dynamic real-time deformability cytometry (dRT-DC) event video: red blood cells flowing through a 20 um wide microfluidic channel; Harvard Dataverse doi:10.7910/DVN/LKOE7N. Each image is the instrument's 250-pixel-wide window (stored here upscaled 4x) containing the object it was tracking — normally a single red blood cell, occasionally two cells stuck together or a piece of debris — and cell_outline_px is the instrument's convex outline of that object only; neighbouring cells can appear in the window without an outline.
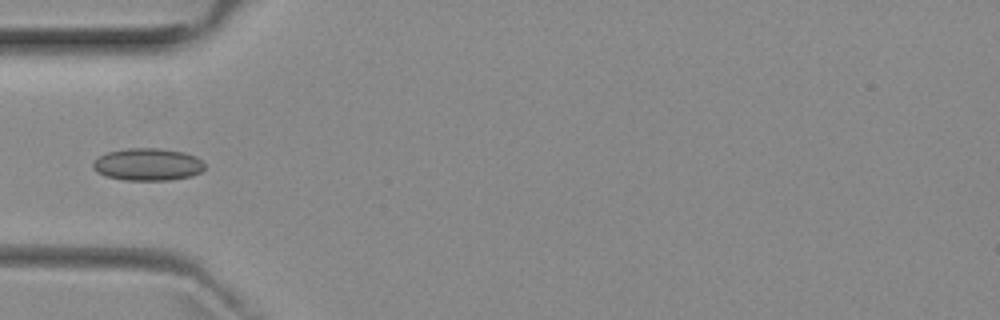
{"species": "common noctule bat (a hibernating species)", "species_latin": "Nyctalus noctula", "temperature_condition": "room temperature", "stored_images_in_passage": 2, "camera_frame_rate_fps": 3000, "um_per_image_px": 0.085, "animal": {"sex": "female", "body_mass_g": 29.2, "forearm_length_mm": 56.3}, "frame": {"image": 1, "passage_image": 1, "time_ms": 0.0, "image_size_px": [1000, 320], "cell_outline_px": [[204, 168], [200, 172], [192, 176], [168, 180], [124, 180], [104, 176], [96, 172], [92, 168], [92, 164], [100, 156], [108, 152], [128, 148], [160, 148], [184, 152], [196, 156], [204, 164]], "centroid_in_image_um": [12.55, 13.98], "position_along_channel_um": 72.5, "area_um2": 21.1}}
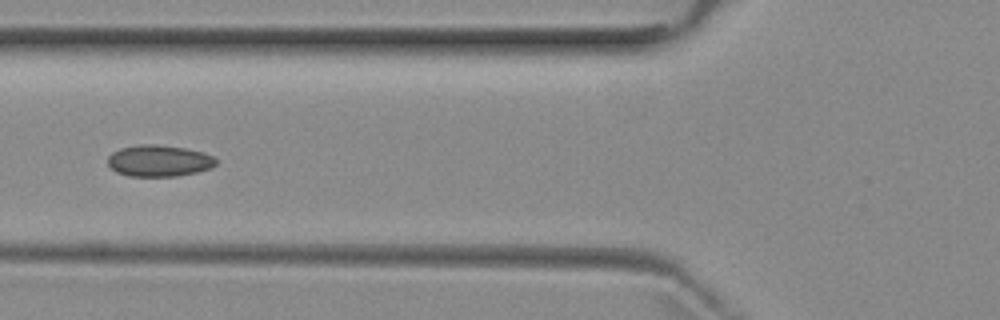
{"frame": {"image": 2, "passage_image": 2, "time_ms": 1.0, "image_size_px": [1000, 320], "cell_outline_px": [[216, 164], [212, 168], [196, 172], [176, 176], [128, 176], [116, 172], [108, 164], [108, 156], [112, 152], [120, 148], [140, 144], [156, 144], [184, 148], [204, 152], [212, 156], [216, 160]], "centroid_in_image_um": [13.5, 13.66], "position_along_channel_um": 112.3, "area_um2": 19.88}}